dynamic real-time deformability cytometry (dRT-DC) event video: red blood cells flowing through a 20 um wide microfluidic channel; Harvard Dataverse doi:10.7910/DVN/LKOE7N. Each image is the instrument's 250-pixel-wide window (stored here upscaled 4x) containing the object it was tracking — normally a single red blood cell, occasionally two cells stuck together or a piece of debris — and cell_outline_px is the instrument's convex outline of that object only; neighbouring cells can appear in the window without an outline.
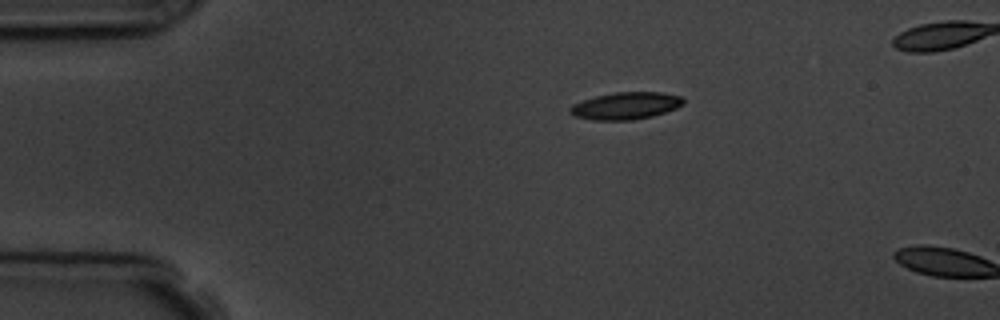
{"species": "common noctule bat (a hibernating species)", "species_latin": "Nyctalus noctula", "temperature_condition": "room temperature", "stored_images_in_passage": 2, "camera_frame_rate_fps": 3000, "um_per_image_px": 0.085, "animal": {"sex": "male", "body_mass_g": 19.5, "forearm_length_mm": 54.6}, "frame": {"image": 1, "passage_image": 1, "time_ms": 0.0, "image_size_px": [1000, 320], "cell_outline_px": [[684, 104], [676, 108], [652, 116], [632, 120], [596, 120], [576, 116], [568, 112], [568, 108], [572, 104], [596, 96], [616, 92], [664, 92], [680, 96], [684, 100]], "centroid_in_image_um": [53.19, 8.98], "position_along_channel_um": 31.8, "area_um2": 17.86}}